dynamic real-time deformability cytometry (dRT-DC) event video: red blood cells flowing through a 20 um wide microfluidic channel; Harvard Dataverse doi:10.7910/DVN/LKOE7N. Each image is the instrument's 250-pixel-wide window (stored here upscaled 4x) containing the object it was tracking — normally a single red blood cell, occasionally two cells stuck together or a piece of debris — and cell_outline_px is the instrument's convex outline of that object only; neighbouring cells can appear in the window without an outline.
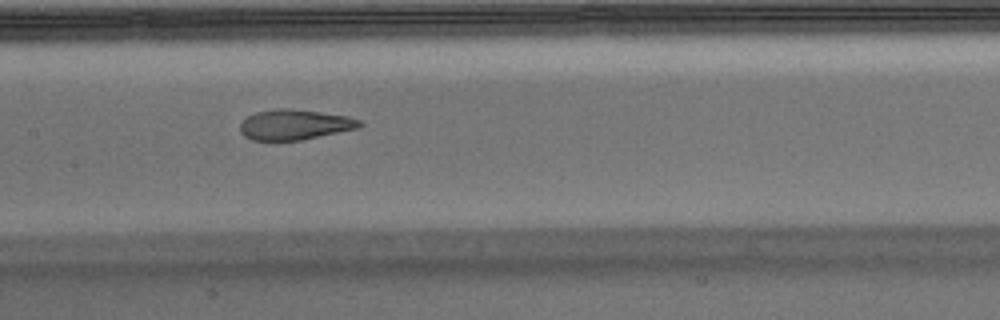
{"species": "Egyptian fruit bat (a non-hibernating species)", "species_latin": "Rousettus aegyptiacus", "temperature_condition": "warm", "stored_images_in_passage": 32, "camera_frame_rate_fps": 3000, "um_per_image_px": 0.085, "animal": {"sex": "male"}, "frame": {"image": 1, "passage_image": 10, "time_ms": 3.0, "image_size_px": [1000, 320], "cell_outline_px": [[364, 124], [356, 128], [300, 140], [252, 140], [244, 136], [240, 132], [240, 124], [248, 116], [256, 112], [280, 108], [292, 108], [348, 116], [360, 120]], "centroid_in_image_um": [25.02, 10.58], "position_along_channel_um": 182.4, "area_um2": 20.87}}
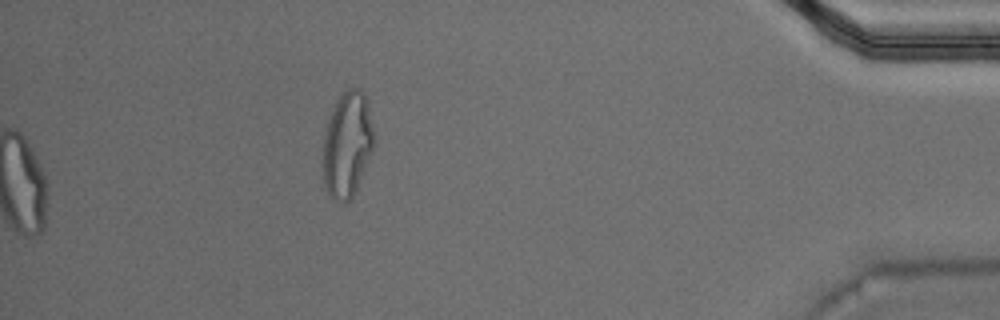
{"frame": {"image": 2, "passage_image": 32, "time_ms": 10.333, "image_size_px": [1000, 320], "cell_outline_px": [[376, 136], [372, 152], [356, 192], [344, 204], [340, 204], [332, 200], [324, 184], [324, 132], [332, 104], [348, 88], [360, 88], [364, 92], [368, 100]], "centroid_in_image_um": [29.55, 12.26], "position_along_channel_um": 405.7, "area_um2": 32.14}, "authors_computed_cell_mechanics": {"area_um2": 22.1663, "velocity_mm_per_s": 3.7675, "shape_relaxation_time_tau1_ms": null, "shape_relaxation_time_tau2_ms": 1.4921, "deformation_change_tau1": null, "deformation_change_tau2": 0.0886}}